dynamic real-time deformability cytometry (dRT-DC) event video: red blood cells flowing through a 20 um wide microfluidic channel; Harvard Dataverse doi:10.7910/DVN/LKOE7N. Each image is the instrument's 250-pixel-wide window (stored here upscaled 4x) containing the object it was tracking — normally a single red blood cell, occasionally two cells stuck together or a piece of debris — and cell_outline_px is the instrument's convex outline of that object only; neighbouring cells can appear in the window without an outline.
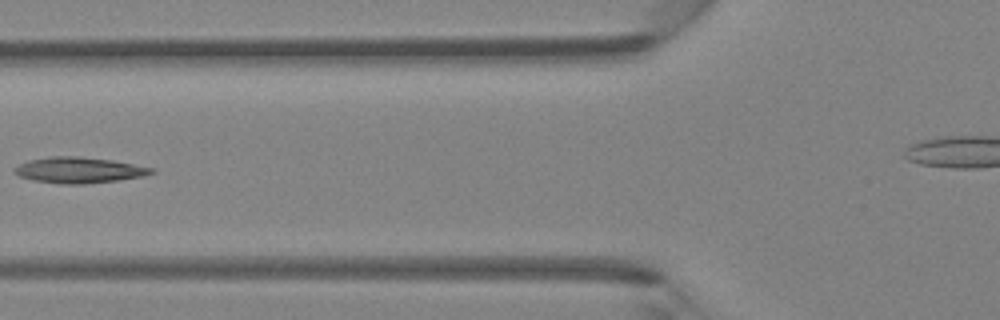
{"species": "Egyptian fruit bat (a non-hibernating species)", "species_latin": "Rousettus aegyptiacus", "temperature_condition": "room temperature", "stored_images_in_passage": 5, "camera_frame_rate_fps": 3000, "um_per_image_px": 0.085, "animal": {"sex": "female"}, "frame": {"image": 1, "passage_image": 5, "time_ms": 5.667, "image_size_px": [1000, 320], "cell_outline_px": [[156, 172], [144, 176], [116, 180], [84, 184], [60, 184], [32, 180], [20, 176], [12, 172], [12, 168], [28, 160], [48, 156], [80, 156], [112, 160], [156, 168]], "centroid_in_image_um": [6.7, 14.45], "position_along_channel_um": 119.1, "area_um2": 20.87}}